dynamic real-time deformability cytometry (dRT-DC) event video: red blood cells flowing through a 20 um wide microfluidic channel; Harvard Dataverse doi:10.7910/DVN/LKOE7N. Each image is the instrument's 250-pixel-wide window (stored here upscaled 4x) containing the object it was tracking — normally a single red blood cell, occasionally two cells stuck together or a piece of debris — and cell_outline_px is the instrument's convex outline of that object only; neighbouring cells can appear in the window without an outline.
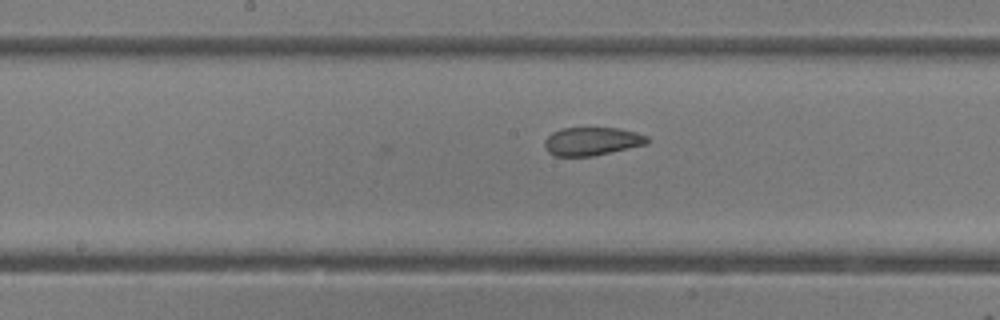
{"species": "common noctule bat (a hibernating species)", "species_latin": "Nyctalus noctula", "temperature_condition": "room temperature", "stored_images_in_passage": 14, "camera_frame_rate_fps": 3000, "um_per_image_px": 0.085, "animal": {"sex": "female"}, "frame": {"image": 1, "passage_image": 14, "time_ms": 4.333, "image_size_px": [1000, 320], "cell_outline_px": [[648, 144], [592, 156], [556, 156], [548, 152], [544, 144], [544, 140], [552, 132], [560, 128], [620, 128], [636, 132], [648, 136]], "centroid_in_image_um": [50.31, 12.0], "position_along_channel_um": 197.9, "area_um2": 16.94}}